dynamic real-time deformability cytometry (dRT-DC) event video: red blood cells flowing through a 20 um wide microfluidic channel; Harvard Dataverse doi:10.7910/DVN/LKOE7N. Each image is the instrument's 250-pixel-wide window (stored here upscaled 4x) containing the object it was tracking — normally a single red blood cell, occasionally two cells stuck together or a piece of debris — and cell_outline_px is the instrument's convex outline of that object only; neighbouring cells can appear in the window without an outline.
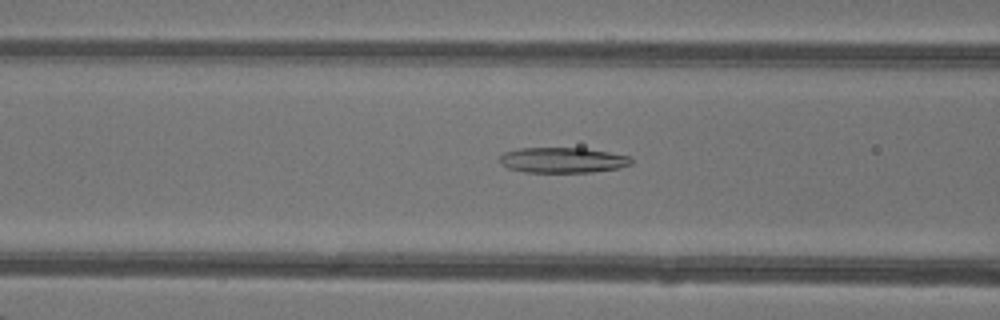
{"species": "common noctule bat (a hibernating species)", "species_latin": "Nyctalus noctula", "temperature_condition": "warm", "stored_images_in_passage": 33, "camera_frame_rate_fps": 3000, "um_per_image_px": 0.085, "animal": {"sex": "female"}, "frame": {"image": 1, "passage_image": 5, "time_ms": 1.333, "image_size_px": [1000, 320], "cell_outline_px": [[632, 164], [620, 168], [592, 172], [524, 172], [508, 168], [500, 164], [500, 156], [504, 152], [520, 148], [584, 148], [608, 152], [628, 156], [632, 160]], "centroid_in_image_um": [47.81, 13.61], "position_along_channel_um": 118.8, "area_um2": 19.48}}
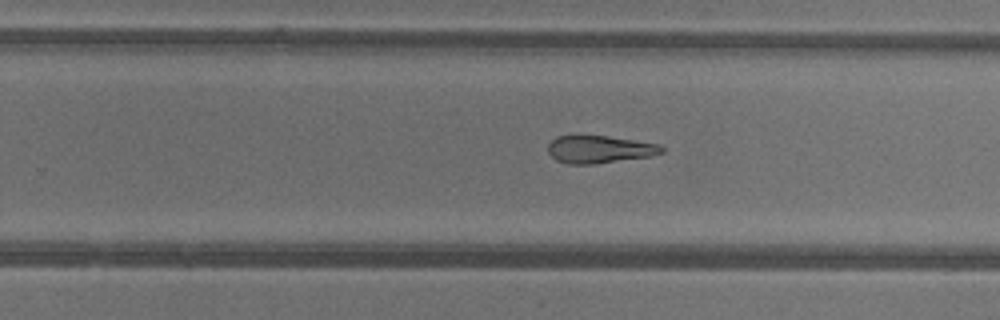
{"frame": {"image": 2, "passage_image": 16, "time_ms": 5.0, "image_size_px": [1000, 320], "cell_outline_px": [[664, 152], [652, 156], [592, 164], [568, 164], [556, 160], [548, 152], [548, 144], [556, 136], [572, 132], [576, 132], [608, 136], [660, 144], [664, 148]], "centroid_in_image_um": [50.9, 12.64], "position_along_channel_um": 278.9, "area_um2": 19.02}}
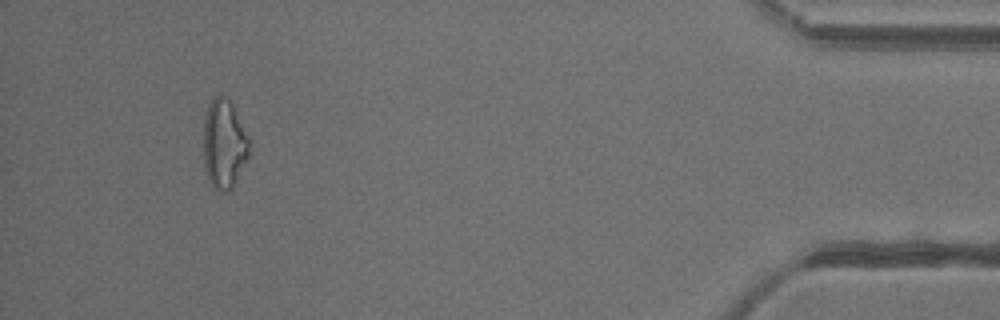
{"frame": {"image": 3, "passage_image": 30, "time_ms": 9.667, "image_size_px": [1000, 320], "cell_outline_px": [[252, 152], [232, 188], [228, 192], [220, 192], [212, 188], [208, 180], [204, 168], [204, 116], [208, 104], [212, 96], [216, 92], [224, 96], [232, 104], [252, 144]], "centroid_in_image_um": [19.06, 12.25], "position_along_channel_um": 416.1, "area_um2": 24.57}, "authors_computed_cell_mechanics": {"area_um2": 19.8832, "velocity_mm_per_s": 4.3616, "shape_relaxation_time_tau1_ms": null, "shape_relaxation_time_tau2_ms": 6.1622, "deformation_change_tau1": null, "deformation_change_tau2": 0.1858}}